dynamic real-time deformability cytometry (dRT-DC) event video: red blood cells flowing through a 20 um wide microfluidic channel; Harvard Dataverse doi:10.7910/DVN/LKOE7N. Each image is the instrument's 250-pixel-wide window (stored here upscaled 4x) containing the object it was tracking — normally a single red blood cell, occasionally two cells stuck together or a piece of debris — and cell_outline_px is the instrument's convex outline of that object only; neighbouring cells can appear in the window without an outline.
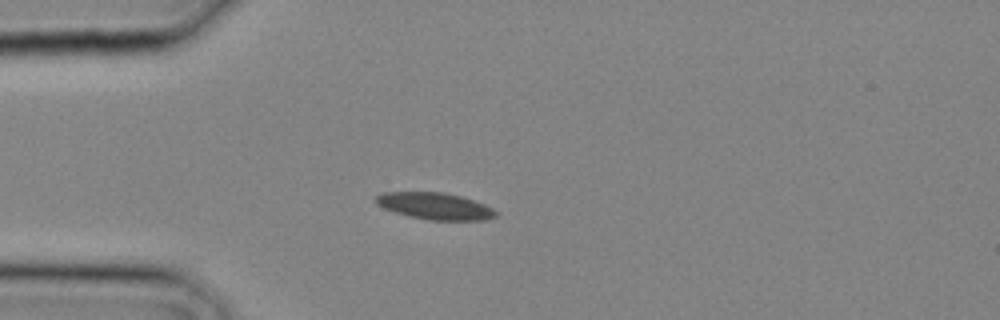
{"species": "common noctule bat (a hibernating species)", "species_latin": "Nyctalus noctula", "temperature_condition": "cold", "stored_images_in_passage": 3, "camera_frame_rate_fps": 3000, "um_per_image_px": 0.085, "animal": {"sex": "male", "body_mass_g": 20.4}, "frame": {"image": 1, "passage_image": 3, "time_ms": 0.667, "image_size_px": [1000, 320], "cell_outline_px": [[496, 216], [484, 220], [428, 220], [396, 212], [384, 208], [376, 204], [376, 196], [380, 192], [444, 192], [460, 196], [484, 204], [492, 208], [496, 212]], "centroid_in_image_um": [36.95, 17.51], "position_along_channel_um": 48.0, "area_um2": 18.5}}